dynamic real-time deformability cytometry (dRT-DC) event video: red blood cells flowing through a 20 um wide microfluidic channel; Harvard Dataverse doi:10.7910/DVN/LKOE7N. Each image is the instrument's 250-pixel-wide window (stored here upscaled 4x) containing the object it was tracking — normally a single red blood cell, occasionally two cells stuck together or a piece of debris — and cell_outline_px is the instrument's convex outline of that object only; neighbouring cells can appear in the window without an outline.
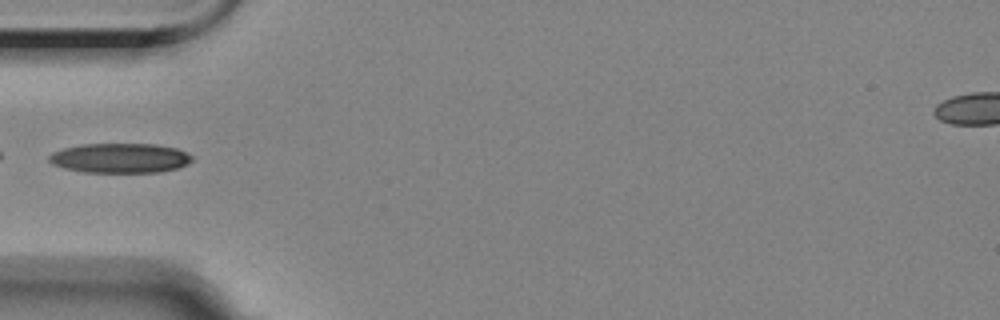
{"species": "Egyptian fruit bat (a non-hibernating species)", "species_latin": "Rousettus aegyptiacus", "temperature_condition": "room temperature", "stored_images_in_passage": 1, "camera_frame_rate_fps": 3000, "um_per_image_px": 0.085, "animal": {"sex": "female"}, "frame": {"image": 1, "passage_image": 1, "time_ms": 0.0, "image_size_px": [1000, 320], "cell_outline_px": [[192, 160], [188, 164], [176, 168], [160, 172], [84, 172], [64, 168], [52, 164], [48, 160], [48, 156], [52, 152], [64, 148], [84, 144], [156, 144], [176, 148], [192, 156]], "centroid_in_image_um": [10.18, 13.43], "position_along_channel_um": 74.8, "area_um2": 24.68}}